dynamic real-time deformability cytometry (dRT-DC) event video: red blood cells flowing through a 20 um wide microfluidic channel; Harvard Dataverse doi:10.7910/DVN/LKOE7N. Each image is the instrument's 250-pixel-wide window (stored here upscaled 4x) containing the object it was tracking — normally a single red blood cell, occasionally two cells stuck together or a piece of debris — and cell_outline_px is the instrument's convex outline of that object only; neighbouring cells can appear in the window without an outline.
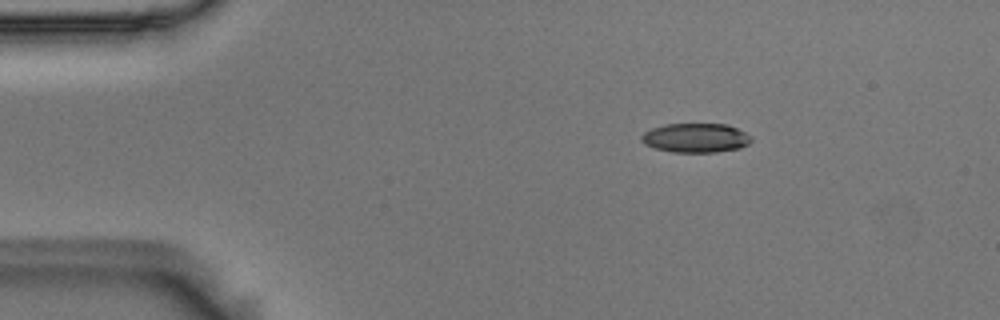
{"species": "Egyptian fruit bat (a non-hibernating species)", "species_latin": "Rousettus aegyptiacus", "temperature_condition": "room temperature", "stored_images_in_passage": 3, "camera_frame_rate_fps": 3000, "um_per_image_px": 0.085, "animal": {"sex": "male"}, "frame": {"image": 1, "passage_image": 1, "time_ms": 0.0, "image_size_px": [1000, 320], "cell_outline_px": [[752, 140], [748, 144], [740, 148], [716, 152], [672, 152], [656, 148], [644, 144], [640, 140], [640, 136], [644, 132], [652, 128], [664, 124], [728, 124], [752, 136]], "centroid_in_image_um": [59.13, 11.72], "position_along_channel_um": 25.9, "area_um2": 18.79}}